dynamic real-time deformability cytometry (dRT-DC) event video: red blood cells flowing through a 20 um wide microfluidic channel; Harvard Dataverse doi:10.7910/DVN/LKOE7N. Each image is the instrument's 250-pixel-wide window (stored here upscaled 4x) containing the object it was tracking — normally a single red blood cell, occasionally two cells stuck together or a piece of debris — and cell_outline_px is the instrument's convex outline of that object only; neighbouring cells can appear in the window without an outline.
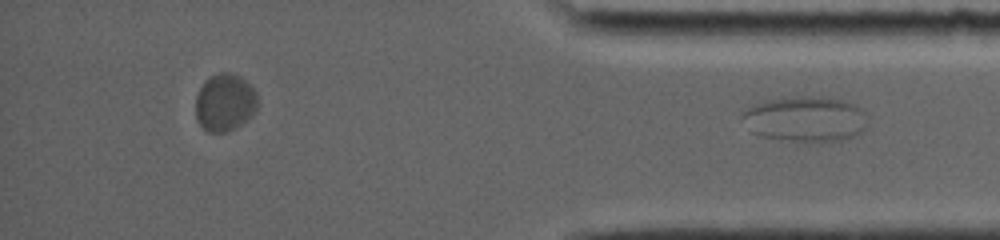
{"species": "common noctule bat (a hibernating species)", "species_latin": "Nyctalus noctula", "temperature_condition": "room temperature", "stored_images_in_passage": 43, "segment_of_instrument_passage": [2, 2], "camera_frame_rate_fps": 5000, "um_per_image_px": 0.085, "animal": {"sex": "female", "body_mass_g": 19.0, "forearm_length_mm": 56.7}, "frame": {"image": 1, "passage_image": 43, "time_ms": 16.2, "image_size_px": [1000, 240], "cell_outline_px": [[868, 116], [864, 128], [860, 132], [852, 136], [840, 140], [792, 140], [760, 136], [752, 132], [740, 116], [752, 104], [764, 100], [792, 96], [820, 96], [840, 100], [852, 104], [868, 112]], "centroid_in_image_um": [68.44, 10.07], "position_along_channel_um": 366.8, "area_um2": 32.83}}